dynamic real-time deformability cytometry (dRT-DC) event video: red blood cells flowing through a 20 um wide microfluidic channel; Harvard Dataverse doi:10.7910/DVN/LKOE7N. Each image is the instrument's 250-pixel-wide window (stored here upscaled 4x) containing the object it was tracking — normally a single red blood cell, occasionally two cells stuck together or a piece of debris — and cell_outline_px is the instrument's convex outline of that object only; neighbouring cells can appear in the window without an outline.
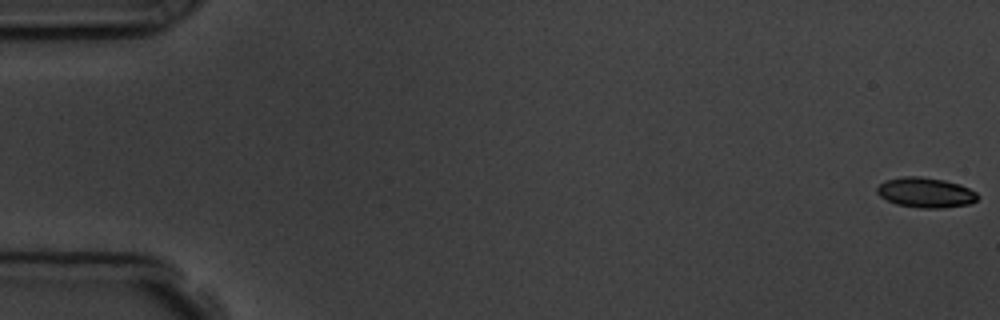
{"species": "common noctule bat (a hibernating species)", "species_latin": "Nyctalus noctula", "temperature_condition": "room temperature", "stored_images_in_passage": 11, "camera_frame_rate_fps": 3000, "um_per_image_px": 0.085, "animal": {"sex": "male", "body_mass_g": 19.5, "forearm_length_mm": 54.6}, "frame": {"image": 1, "passage_image": 1, "time_ms": 0.0, "image_size_px": [1000, 320], "cell_outline_px": [[980, 196], [976, 200], [968, 204], [944, 208], [920, 208], [896, 204], [880, 196], [876, 192], [876, 188], [884, 180], [904, 176], [920, 176], [944, 180], [960, 184], [976, 192]], "centroid_in_image_um": [78.67, 16.36], "position_along_channel_um": 6.3, "area_um2": 17.69}}
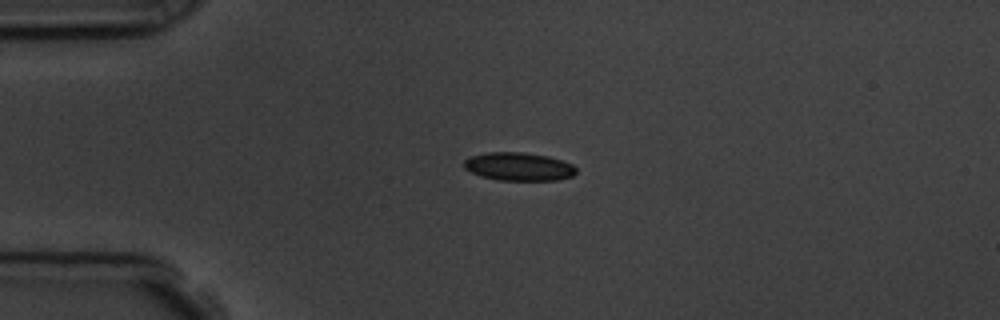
{"frame": {"image": 2, "passage_image": 5, "time_ms": 4.333, "image_size_px": [1000, 320], "cell_outline_px": [[576, 172], [572, 176], [556, 180], [496, 180], [480, 176], [464, 168], [464, 160], [472, 156], [488, 152], [524, 152], [548, 156], [572, 164], [576, 168]], "centroid_in_image_um": [44.08, 14.16], "position_along_channel_um": 40.9, "area_um2": 18.38}}
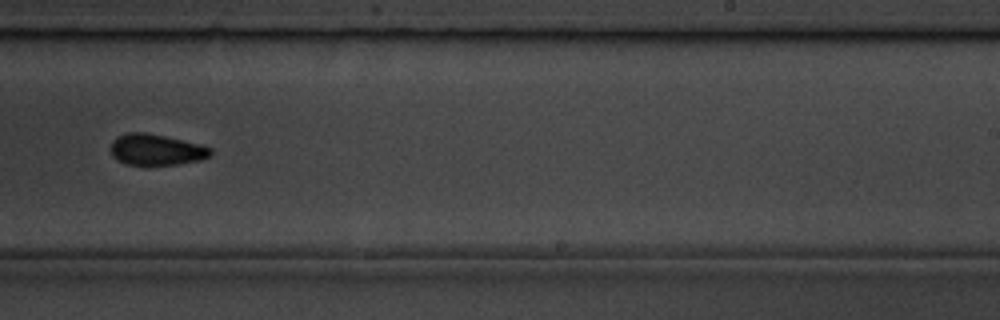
{"frame": {"image": 3, "passage_image": 11, "time_ms": 11.333, "image_size_px": [1000, 320], "cell_outline_px": [[212, 152], [208, 156], [200, 160], [180, 164], [124, 164], [116, 160], [112, 156], [112, 140], [116, 136], [128, 132], [144, 132], [184, 140], [200, 144], [212, 148]], "centroid_in_image_um": [13.26, 12.71], "position_along_channel_um": 275.7, "area_um2": 18.03}}